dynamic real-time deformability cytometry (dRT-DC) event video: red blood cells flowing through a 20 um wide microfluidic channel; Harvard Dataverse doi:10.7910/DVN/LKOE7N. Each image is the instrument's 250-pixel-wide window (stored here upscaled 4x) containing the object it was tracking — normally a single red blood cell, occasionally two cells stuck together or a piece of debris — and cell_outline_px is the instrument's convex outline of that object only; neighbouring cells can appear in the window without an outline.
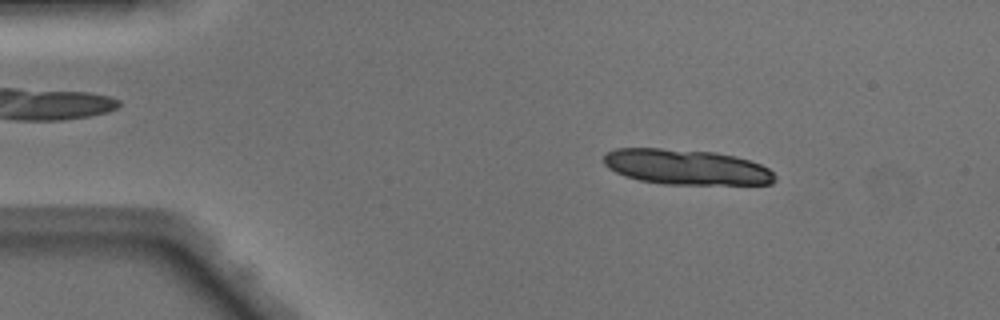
{"species": "Egyptian fruit bat (a non-hibernating species)", "species_latin": "Rousettus aegyptiacus", "temperature_condition": "warm", "stored_images_in_passage": 23, "segment_of_instrument_passage": [1, 2], "camera_frame_rate_fps": 3000, "um_per_image_px": 0.085, "animal": {"sex": "male"}, "frame": {"image": 1, "passage_image": 7, "time_ms": 2.0, "image_size_px": [1000, 320], "cell_outline_px": [[776, 180], [772, 184], [664, 184], [640, 180], [624, 176], [608, 168], [604, 164], [604, 156], [608, 152], [616, 148], [660, 148], [716, 152], [736, 156], [760, 164], [768, 168], [776, 176]], "centroid_in_image_um": [58.33, 14.19], "position_along_channel_um": 26.7, "area_um2": 35.26}}